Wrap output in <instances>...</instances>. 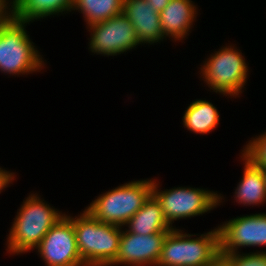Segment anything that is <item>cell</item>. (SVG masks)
I'll list each match as a JSON object with an SVG mask.
<instances>
[{"label": "cell", "instance_id": "obj_19", "mask_svg": "<svg viewBox=\"0 0 266 266\" xmlns=\"http://www.w3.org/2000/svg\"><path fill=\"white\" fill-rule=\"evenodd\" d=\"M241 154L254 166L266 167V131L246 142Z\"/></svg>", "mask_w": 266, "mask_h": 266}, {"label": "cell", "instance_id": "obj_14", "mask_svg": "<svg viewBox=\"0 0 266 266\" xmlns=\"http://www.w3.org/2000/svg\"><path fill=\"white\" fill-rule=\"evenodd\" d=\"M244 165L243 176L234 192V200L239 205L259 206L266 202V182L262 168L254 166L246 157L240 155Z\"/></svg>", "mask_w": 266, "mask_h": 266}, {"label": "cell", "instance_id": "obj_9", "mask_svg": "<svg viewBox=\"0 0 266 266\" xmlns=\"http://www.w3.org/2000/svg\"><path fill=\"white\" fill-rule=\"evenodd\" d=\"M46 266H85L79 255L73 217L58 220L35 248Z\"/></svg>", "mask_w": 266, "mask_h": 266}, {"label": "cell", "instance_id": "obj_10", "mask_svg": "<svg viewBox=\"0 0 266 266\" xmlns=\"http://www.w3.org/2000/svg\"><path fill=\"white\" fill-rule=\"evenodd\" d=\"M220 254L239 253L241 248L266 246V213L238 216L217 226Z\"/></svg>", "mask_w": 266, "mask_h": 266}, {"label": "cell", "instance_id": "obj_6", "mask_svg": "<svg viewBox=\"0 0 266 266\" xmlns=\"http://www.w3.org/2000/svg\"><path fill=\"white\" fill-rule=\"evenodd\" d=\"M27 21L13 18L0 26V72L6 75H29L46 67L40 51L27 34Z\"/></svg>", "mask_w": 266, "mask_h": 266}, {"label": "cell", "instance_id": "obj_16", "mask_svg": "<svg viewBox=\"0 0 266 266\" xmlns=\"http://www.w3.org/2000/svg\"><path fill=\"white\" fill-rule=\"evenodd\" d=\"M73 3L74 0H14V18L32 23L72 12Z\"/></svg>", "mask_w": 266, "mask_h": 266}, {"label": "cell", "instance_id": "obj_25", "mask_svg": "<svg viewBox=\"0 0 266 266\" xmlns=\"http://www.w3.org/2000/svg\"><path fill=\"white\" fill-rule=\"evenodd\" d=\"M262 170H263V174H264L265 182H266V167H262Z\"/></svg>", "mask_w": 266, "mask_h": 266}, {"label": "cell", "instance_id": "obj_15", "mask_svg": "<svg viewBox=\"0 0 266 266\" xmlns=\"http://www.w3.org/2000/svg\"><path fill=\"white\" fill-rule=\"evenodd\" d=\"M126 231L139 235L169 232L173 228L163 215L161 204L151 195L144 205L124 225Z\"/></svg>", "mask_w": 266, "mask_h": 266}, {"label": "cell", "instance_id": "obj_11", "mask_svg": "<svg viewBox=\"0 0 266 266\" xmlns=\"http://www.w3.org/2000/svg\"><path fill=\"white\" fill-rule=\"evenodd\" d=\"M167 234L139 235L123 227L118 254L109 266H156Z\"/></svg>", "mask_w": 266, "mask_h": 266}, {"label": "cell", "instance_id": "obj_24", "mask_svg": "<svg viewBox=\"0 0 266 266\" xmlns=\"http://www.w3.org/2000/svg\"><path fill=\"white\" fill-rule=\"evenodd\" d=\"M210 266H231L221 255H219Z\"/></svg>", "mask_w": 266, "mask_h": 266}, {"label": "cell", "instance_id": "obj_22", "mask_svg": "<svg viewBox=\"0 0 266 266\" xmlns=\"http://www.w3.org/2000/svg\"><path fill=\"white\" fill-rule=\"evenodd\" d=\"M15 174L16 172L7 171L0 167V194L17 178Z\"/></svg>", "mask_w": 266, "mask_h": 266}, {"label": "cell", "instance_id": "obj_21", "mask_svg": "<svg viewBox=\"0 0 266 266\" xmlns=\"http://www.w3.org/2000/svg\"><path fill=\"white\" fill-rule=\"evenodd\" d=\"M14 18V0H0V26Z\"/></svg>", "mask_w": 266, "mask_h": 266}, {"label": "cell", "instance_id": "obj_23", "mask_svg": "<svg viewBox=\"0 0 266 266\" xmlns=\"http://www.w3.org/2000/svg\"><path fill=\"white\" fill-rule=\"evenodd\" d=\"M171 0H146L147 4H151L153 8L160 13Z\"/></svg>", "mask_w": 266, "mask_h": 266}, {"label": "cell", "instance_id": "obj_1", "mask_svg": "<svg viewBox=\"0 0 266 266\" xmlns=\"http://www.w3.org/2000/svg\"><path fill=\"white\" fill-rule=\"evenodd\" d=\"M25 198L6 237L9 255L34 251L50 228L65 215L49 205L40 194L31 193Z\"/></svg>", "mask_w": 266, "mask_h": 266}, {"label": "cell", "instance_id": "obj_18", "mask_svg": "<svg viewBox=\"0 0 266 266\" xmlns=\"http://www.w3.org/2000/svg\"><path fill=\"white\" fill-rule=\"evenodd\" d=\"M124 0H74L72 11L83 14L86 27L123 13Z\"/></svg>", "mask_w": 266, "mask_h": 266}, {"label": "cell", "instance_id": "obj_5", "mask_svg": "<svg viewBox=\"0 0 266 266\" xmlns=\"http://www.w3.org/2000/svg\"><path fill=\"white\" fill-rule=\"evenodd\" d=\"M153 178L119 185L100 194L86 208L101 222L124 227L152 195Z\"/></svg>", "mask_w": 266, "mask_h": 266}, {"label": "cell", "instance_id": "obj_2", "mask_svg": "<svg viewBox=\"0 0 266 266\" xmlns=\"http://www.w3.org/2000/svg\"><path fill=\"white\" fill-rule=\"evenodd\" d=\"M73 226L85 266H109L115 260L123 227L101 222L85 209L73 217Z\"/></svg>", "mask_w": 266, "mask_h": 266}, {"label": "cell", "instance_id": "obj_7", "mask_svg": "<svg viewBox=\"0 0 266 266\" xmlns=\"http://www.w3.org/2000/svg\"><path fill=\"white\" fill-rule=\"evenodd\" d=\"M160 182L153 179L152 195L161 204L163 215L172 228L174 221L203 215L220 206L224 196L203 188L174 187L159 189ZM219 193V194H218Z\"/></svg>", "mask_w": 266, "mask_h": 266}, {"label": "cell", "instance_id": "obj_3", "mask_svg": "<svg viewBox=\"0 0 266 266\" xmlns=\"http://www.w3.org/2000/svg\"><path fill=\"white\" fill-rule=\"evenodd\" d=\"M219 255L217 226L200 235L188 234L182 229L173 228L163 242L156 266H210Z\"/></svg>", "mask_w": 266, "mask_h": 266}, {"label": "cell", "instance_id": "obj_17", "mask_svg": "<svg viewBox=\"0 0 266 266\" xmlns=\"http://www.w3.org/2000/svg\"><path fill=\"white\" fill-rule=\"evenodd\" d=\"M183 126L195 134H209L220 122V114L212 102L203 99L193 100L183 115Z\"/></svg>", "mask_w": 266, "mask_h": 266}, {"label": "cell", "instance_id": "obj_12", "mask_svg": "<svg viewBox=\"0 0 266 266\" xmlns=\"http://www.w3.org/2000/svg\"><path fill=\"white\" fill-rule=\"evenodd\" d=\"M123 14L135 28L139 42L144 45L166 40L160 22L159 13L146 0H124Z\"/></svg>", "mask_w": 266, "mask_h": 266}, {"label": "cell", "instance_id": "obj_13", "mask_svg": "<svg viewBox=\"0 0 266 266\" xmlns=\"http://www.w3.org/2000/svg\"><path fill=\"white\" fill-rule=\"evenodd\" d=\"M198 5L192 0H171L159 13L163 36L172 41L187 38L198 15Z\"/></svg>", "mask_w": 266, "mask_h": 266}, {"label": "cell", "instance_id": "obj_8", "mask_svg": "<svg viewBox=\"0 0 266 266\" xmlns=\"http://www.w3.org/2000/svg\"><path fill=\"white\" fill-rule=\"evenodd\" d=\"M86 28L90 32L88 48L97 55L117 56L142 45L135 28L123 13Z\"/></svg>", "mask_w": 266, "mask_h": 266}, {"label": "cell", "instance_id": "obj_20", "mask_svg": "<svg viewBox=\"0 0 266 266\" xmlns=\"http://www.w3.org/2000/svg\"><path fill=\"white\" fill-rule=\"evenodd\" d=\"M242 253V254H241ZM231 266H266V250L220 254Z\"/></svg>", "mask_w": 266, "mask_h": 266}, {"label": "cell", "instance_id": "obj_4", "mask_svg": "<svg viewBox=\"0 0 266 266\" xmlns=\"http://www.w3.org/2000/svg\"><path fill=\"white\" fill-rule=\"evenodd\" d=\"M230 45V46H229ZM220 47L200 65V79L212 92L228 96L240 97L249 77V66L241 52L235 45Z\"/></svg>", "mask_w": 266, "mask_h": 266}]
</instances>
